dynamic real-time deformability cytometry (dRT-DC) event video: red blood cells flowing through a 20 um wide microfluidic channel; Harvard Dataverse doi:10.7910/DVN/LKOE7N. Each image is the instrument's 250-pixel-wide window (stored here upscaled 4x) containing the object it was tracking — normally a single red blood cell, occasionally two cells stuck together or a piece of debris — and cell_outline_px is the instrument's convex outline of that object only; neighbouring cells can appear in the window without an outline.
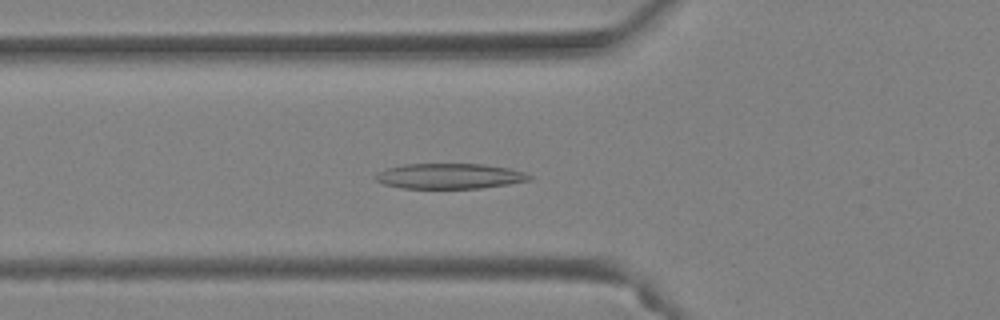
{"species": "Egyptian fruit bat (a non-hibernating species)", "species_latin": "Rousettus aegyptiacus", "temperature_condition": "warm", "stored_images_in_passage": 32, "camera_frame_rate_fps": 3000, "um_per_image_px": 0.085, "animal": {"sex": "female"}, "frame": {"image": 1, "passage_image": 2, "time_ms": 0.333, "image_size_px": [1000, 320], "cell_outline_px": [[532, 180], [508, 184], [480, 188], [400, 188], [384, 184], [376, 180], [376, 172], [384, 168], [404, 164], [484, 164], [508, 168], [524, 172], [532, 176]], "centroid_in_image_um": [38.2, 14.96], "position_along_channel_um": 87.6, "area_um2": 22.77}}
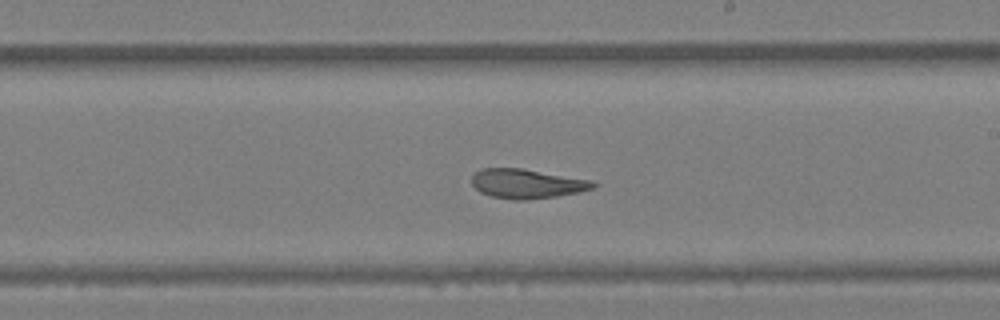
{"frame": {"image": 2, "passage_image": 13, "time_ms": 4.0, "image_size_px": [1000, 320], "cell_outline_px": [[600, 184], [592, 188], [580, 192], [556, 196], [524, 200], [512, 200], [492, 196], [480, 192], [472, 184], [472, 176], [480, 168], [520, 168], [592, 180]], "centroid_in_image_um": [44.8, 15.61], "position_along_channel_um": 244.2, "area_um2": 20.75}}
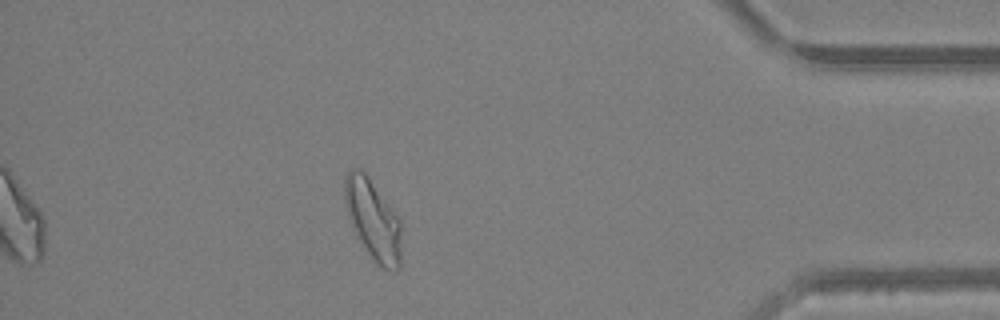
{"frame": {"image": 3, "passage_image": 27, "time_ms": 8.667, "image_size_px": [1000, 320], "cell_outline_px": [[400, 268], [396, 272], [384, 268], [376, 264], [360, 244], [352, 228], [344, 204], [344, 176], [352, 168], [360, 168], [364, 172], [400, 220]], "centroid_in_image_um": [31.66, 18.71], "position_along_channel_um": 403.5, "area_um2": 26.53}}